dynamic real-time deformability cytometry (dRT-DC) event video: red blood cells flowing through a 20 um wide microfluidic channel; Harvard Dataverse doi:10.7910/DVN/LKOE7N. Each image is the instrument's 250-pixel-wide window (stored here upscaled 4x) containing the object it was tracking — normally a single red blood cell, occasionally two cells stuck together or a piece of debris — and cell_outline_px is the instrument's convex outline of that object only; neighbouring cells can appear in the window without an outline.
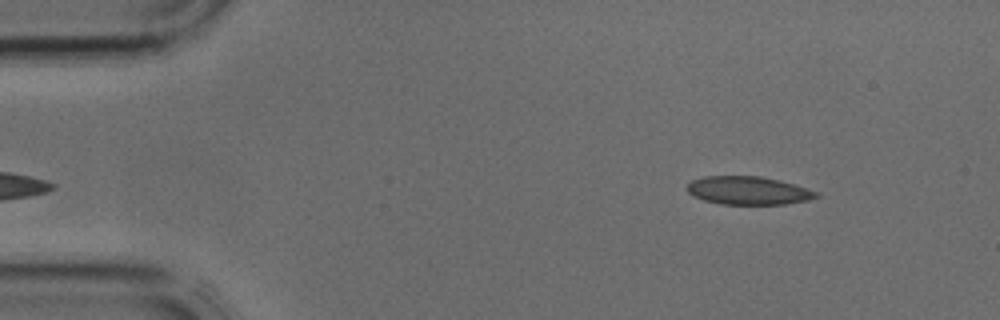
{"species": "common noctule bat (a hibernating species)", "species_latin": "Nyctalus noctula", "temperature_condition": "cold", "stored_images_in_passage": 3, "segment_of_instrument_passage": [2, 2], "camera_frame_rate_fps": 3000, "um_per_image_px": 0.085, "animal": {"sex": "male", "body_mass_g": 17.9, "forearm_length_mm": 54.2}, "frame": {"image": 1, "passage_image": 3, "time_ms": 0.667, "image_size_px": [1000, 320], "cell_outline_px": [[820, 196], [808, 200], [784, 204], [720, 204], [704, 200], [692, 196], [688, 192], [688, 184], [692, 180], [704, 176], [760, 176], [780, 180], [820, 192]], "centroid_in_image_um": [63.62, 16.19], "position_along_channel_um": 21.4, "area_um2": 21.27}}